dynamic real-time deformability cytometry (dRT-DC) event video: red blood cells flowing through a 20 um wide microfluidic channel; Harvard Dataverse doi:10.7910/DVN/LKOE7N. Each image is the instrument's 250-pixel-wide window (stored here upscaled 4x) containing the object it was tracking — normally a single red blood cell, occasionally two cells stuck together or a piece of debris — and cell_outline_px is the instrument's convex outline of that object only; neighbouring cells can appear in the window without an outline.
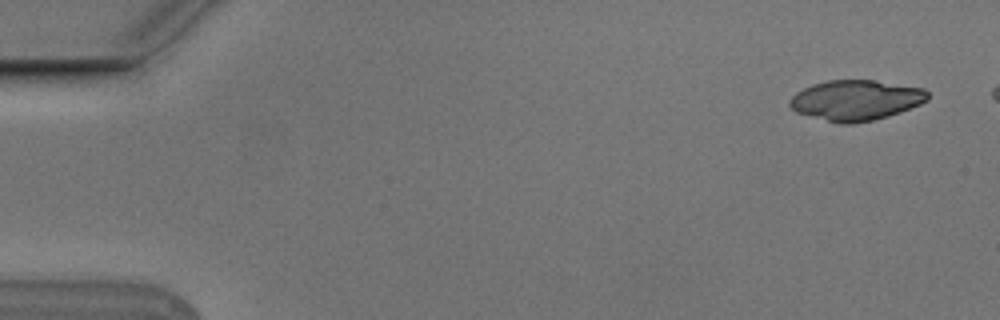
{"species": "Egyptian fruit bat (a non-hibernating species)", "species_latin": "Rousettus aegyptiacus", "temperature_condition": "cold", "stored_images_in_passage": 2, "camera_frame_rate_fps": 3000, "um_per_image_px": 0.085, "animal": {"sex": "male"}, "frame": {"image": 1, "passage_image": 1, "time_ms": 0.0, "image_size_px": [1000, 320], "cell_outline_px": [[928, 100], [920, 104], [900, 112], [888, 116], [872, 120], [852, 124], [840, 124], [796, 112], [788, 104], [788, 100], [796, 92], [812, 84], [828, 80], [872, 80], [924, 88], [928, 92]], "centroid_in_image_um": [72.73, 8.52], "position_along_channel_um": 12.3, "area_um2": 32.37}}